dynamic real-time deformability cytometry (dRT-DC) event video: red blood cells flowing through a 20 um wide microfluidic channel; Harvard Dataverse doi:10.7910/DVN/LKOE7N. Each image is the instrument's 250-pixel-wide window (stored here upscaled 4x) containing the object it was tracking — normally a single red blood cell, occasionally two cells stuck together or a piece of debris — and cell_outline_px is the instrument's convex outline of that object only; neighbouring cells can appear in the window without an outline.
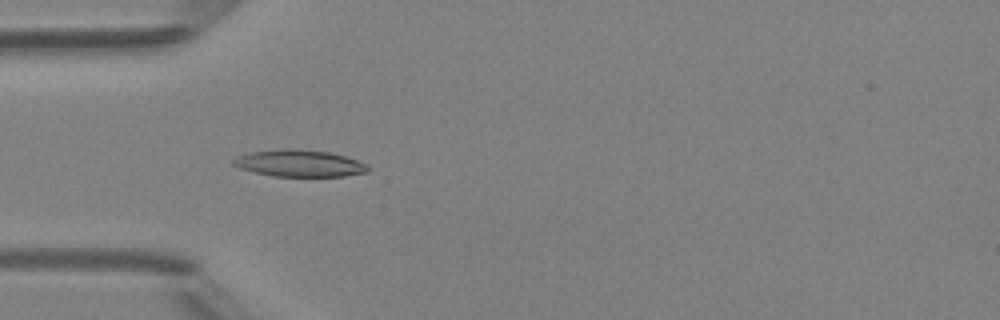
{"species": "Egyptian fruit bat (a non-hibernating species)", "species_latin": "Rousettus aegyptiacus", "temperature_condition": "room temperature", "stored_images_in_passage": 4, "camera_frame_rate_fps": 3000, "um_per_image_px": 0.085, "animal": {"sex": "female"}, "frame": {"image": 1, "passage_image": 3, "time_ms": 3.333, "image_size_px": [1000, 320], "cell_outline_px": [[368, 172], [344, 176], [276, 176], [256, 172], [240, 168], [232, 164], [232, 160], [236, 156], [252, 152], [280, 148], [288, 148], [328, 152], [344, 156], [368, 164]], "centroid_in_image_um": [25.44, 13.87], "position_along_channel_um": 59.6, "area_um2": 20.87}}
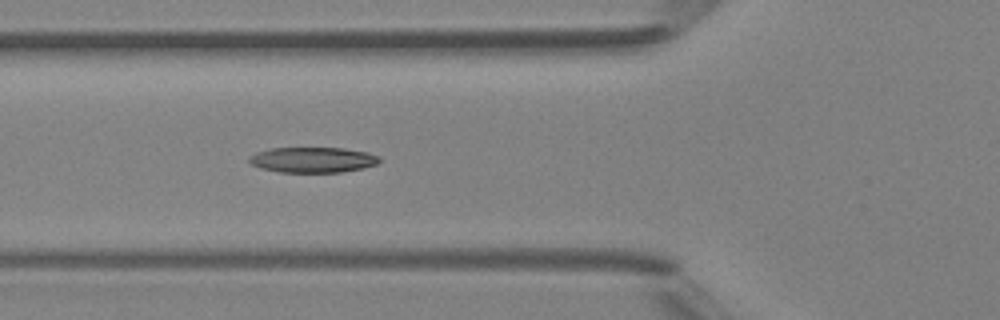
{"frame": {"image": 2, "passage_image": 4, "time_ms": 4.333, "image_size_px": [1000, 320], "cell_outline_px": [[380, 160], [376, 164], [364, 168], [340, 172], [280, 172], [260, 168], [252, 164], [248, 160], [248, 156], [256, 152], [272, 148], [344, 148], [368, 152], [380, 156]], "centroid_in_image_um": [26.59, 13.58], "position_along_channel_um": 99.2, "area_um2": 19.36}}